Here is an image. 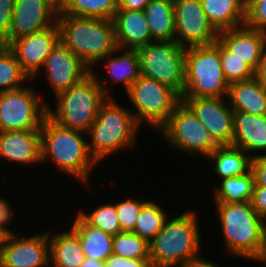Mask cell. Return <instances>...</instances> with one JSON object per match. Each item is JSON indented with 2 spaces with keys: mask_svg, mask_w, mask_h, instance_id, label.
<instances>
[{
  "mask_svg": "<svg viewBox=\"0 0 266 267\" xmlns=\"http://www.w3.org/2000/svg\"><path fill=\"white\" fill-rule=\"evenodd\" d=\"M150 1L151 0H118V9L143 11Z\"/></svg>",
  "mask_w": 266,
  "mask_h": 267,
  "instance_id": "cell-44",
  "label": "cell"
},
{
  "mask_svg": "<svg viewBox=\"0 0 266 267\" xmlns=\"http://www.w3.org/2000/svg\"><path fill=\"white\" fill-rule=\"evenodd\" d=\"M12 211L13 210L7 200L0 198V231L5 236L13 235L10 229L4 227L9 223L10 219H12Z\"/></svg>",
  "mask_w": 266,
  "mask_h": 267,
  "instance_id": "cell-42",
  "label": "cell"
},
{
  "mask_svg": "<svg viewBox=\"0 0 266 267\" xmlns=\"http://www.w3.org/2000/svg\"><path fill=\"white\" fill-rule=\"evenodd\" d=\"M222 69L228 84L247 80L254 76V70L239 59L220 42Z\"/></svg>",
  "mask_w": 266,
  "mask_h": 267,
  "instance_id": "cell-34",
  "label": "cell"
},
{
  "mask_svg": "<svg viewBox=\"0 0 266 267\" xmlns=\"http://www.w3.org/2000/svg\"><path fill=\"white\" fill-rule=\"evenodd\" d=\"M39 100L29 87L0 92V132L41 129L47 105Z\"/></svg>",
  "mask_w": 266,
  "mask_h": 267,
  "instance_id": "cell-11",
  "label": "cell"
},
{
  "mask_svg": "<svg viewBox=\"0 0 266 267\" xmlns=\"http://www.w3.org/2000/svg\"><path fill=\"white\" fill-rule=\"evenodd\" d=\"M171 146L206 158L219 146L193 111L181 101L159 128Z\"/></svg>",
  "mask_w": 266,
  "mask_h": 267,
  "instance_id": "cell-10",
  "label": "cell"
},
{
  "mask_svg": "<svg viewBox=\"0 0 266 267\" xmlns=\"http://www.w3.org/2000/svg\"><path fill=\"white\" fill-rule=\"evenodd\" d=\"M127 95L136 108L135 121L140 125L143 120L157 129L181 102V96L172 88L142 75L131 85Z\"/></svg>",
  "mask_w": 266,
  "mask_h": 267,
  "instance_id": "cell-9",
  "label": "cell"
},
{
  "mask_svg": "<svg viewBox=\"0 0 266 267\" xmlns=\"http://www.w3.org/2000/svg\"><path fill=\"white\" fill-rule=\"evenodd\" d=\"M71 228L79 236L85 257L105 262L113 254V236L89 224L79 213Z\"/></svg>",
  "mask_w": 266,
  "mask_h": 267,
  "instance_id": "cell-24",
  "label": "cell"
},
{
  "mask_svg": "<svg viewBox=\"0 0 266 267\" xmlns=\"http://www.w3.org/2000/svg\"><path fill=\"white\" fill-rule=\"evenodd\" d=\"M138 127L133 112L108 97L100 106L97 118L87 132L92 137L91 144L88 143L91 156L98 163L117 150L131 148Z\"/></svg>",
  "mask_w": 266,
  "mask_h": 267,
  "instance_id": "cell-6",
  "label": "cell"
},
{
  "mask_svg": "<svg viewBox=\"0 0 266 267\" xmlns=\"http://www.w3.org/2000/svg\"><path fill=\"white\" fill-rule=\"evenodd\" d=\"M0 156L16 163H42L41 129L0 132Z\"/></svg>",
  "mask_w": 266,
  "mask_h": 267,
  "instance_id": "cell-19",
  "label": "cell"
},
{
  "mask_svg": "<svg viewBox=\"0 0 266 267\" xmlns=\"http://www.w3.org/2000/svg\"><path fill=\"white\" fill-rule=\"evenodd\" d=\"M250 202L258 215L266 220V187L254 186Z\"/></svg>",
  "mask_w": 266,
  "mask_h": 267,
  "instance_id": "cell-41",
  "label": "cell"
},
{
  "mask_svg": "<svg viewBox=\"0 0 266 267\" xmlns=\"http://www.w3.org/2000/svg\"><path fill=\"white\" fill-rule=\"evenodd\" d=\"M224 97H181L219 145H231L234 110Z\"/></svg>",
  "mask_w": 266,
  "mask_h": 267,
  "instance_id": "cell-15",
  "label": "cell"
},
{
  "mask_svg": "<svg viewBox=\"0 0 266 267\" xmlns=\"http://www.w3.org/2000/svg\"><path fill=\"white\" fill-rule=\"evenodd\" d=\"M124 54L108 59L106 64L113 81L122 82L126 92L141 75L140 60L136 49H126Z\"/></svg>",
  "mask_w": 266,
  "mask_h": 267,
  "instance_id": "cell-30",
  "label": "cell"
},
{
  "mask_svg": "<svg viewBox=\"0 0 266 267\" xmlns=\"http://www.w3.org/2000/svg\"><path fill=\"white\" fill-rule=\"evenodd\" d=\"M220 41L213 44L185 48V85L181 97H223L228 94Z\"/></svg>",
  "mask_w": 266,
  "mask_h": 267,
  "instance_id": "cell-7",
  "label": "cell"
},
{
  "mask_svg": "<svg viewBox=\"0 0 266 267\" xmlns=\"http://www.w3.org/2000/svg\"><path fill=\"white\" fill-rule=\"evenodd\" d=\"M245 25L266 32V0H247Z\"/></svg>",
  "mask_w": 266,
  "mask_h": 267,
  "instance_id": "cell-37",
  "label": "cell"
},
{
  "mask_svg": "<svg viewBox=\"0 0 266 267\" xmlns=\"http://www.w3.org/2000/svg\"><path fill=\"white\" fill-rule=\"evenodd\" d=\"M58 0H15L8 36L0 43L9 45L13 40L37 33L56 23Z\"/></svg>",
  "mask_w": 266,
  "mask_h": 267,
  "instance_id": "cell-13",
  "label": "cell"
},
{
  "mask_svg": "<svg viewBox=\"0 0 266 267\" xmlns=\"http://www.w3.org/2000/svg\"><path fill=\"white\" fill-rule=\"evenodd\" d=\"M59 42V28L55 23L43 31L13 40L8 47L16 56L22 71L33 80L41 73L39 69Z\"/></svg>",
  "mask_w": 266,
  "mask_h": 267,
  "instance_id": "cell-14",
  "label": "cell"
},
{
  "mask_svg": "<svg viewBox=\"0 0 266 267\" xmlns=\"http://www.w3.org/2000/svg\"><path fill=\"white\" fill-rule=\"evenodd\" d=\"M113 254L122 258L150 259L149 243L132 232L122 231L113 236Z\"/></svg>",
  "mask_w": 266,
  "mask_h": 267,
  "instance_id": "cell-33",
  "label": "cell"
},
{
  "mask_svg": "<svg viewBox=\"0 0 266 267\" xmlns=\"http://www.w3.org/2000/svg\"><path fill=\"white\" fill-rule=\"evenodd\" d=\"M227 97L234 111L266 115V87L254 76L229 85Z\"/></svg>",
  "mask_w": 266,
  "mask_h": 267,
  "instance_id": "cell-22",
  "label": "cell"
},
{
  "mask_svg": "<svg viewBox=\"0 0 266 267\" xmlns=\"http://www.w3.org/2000/svg\"><path fill=\"white\" fill-rule=\"evenodd\" d=\"M27 79L29 77L22 71L13 51L0 44V92L20 89L21 82Z\"/></svg>",
  "mask_w": 266,
  "mask_h": 267,
  "instance_id": "cell-31",
  "label": "cell"
},
{
  "mask_svg": "<svg viewBox=\"0 0 266 267\" xmlns=\"http://www.w3.org/2000/svg\"><path fill=\"white\" fill-rule=\"evenodd\" d=\"M186 267H220L216 263L206 261L203 257L198 258L190 262Z\"/></svg>",
  "mask_w": 266,
  "mask_h": 267,
  "instance_id": "cell-45",
  "label": "cell"
},
{
  "mask_svg": "<svg viewBox=\"0 0 266 267\" xmlns=\"http://www.w3.org/2000/svg\"><path fill=\"white\" fill-rule=\"evenodd\" d=\"M197 213L184 212L166 220L162 229L149 242L152 267H186L200 258V234Z\"/></svg>",
  "mask_w": 266,
  "mask_h": 267,
  "instance_id": "cell-3",
  "label": "cell"
},
{
  "mask_svg": "<svg viewBox=\"0 0 266 267\" xmlns=\"http://www.w3.org/2000/svg\"><path fill=\"white\" fill-rule=\"evenodd\" d=\"M232 146L247 154L266 150V115L234 111Z\"/></svg>",
  "mask_w": 266,
  "mask_h": 267,
  "instance_id": "cell-21",
  "label": "cell"
},
{
  "mask_svg": "<svg viewBox=\"0 0 266 267\" xmlns=\"http://www.w3.org/2000/svg\"><path fill=\"white\" fill-rule=\"evenodd\" d=\"M117 46L138 49L153 42L145 14L141 10L118 9L113 18Z\"/></svg>",
  "mask_w": 266,
  "mask_h": 267,
  "instance_id": "cell-20",
  "label": "cell"
},
{
  "mask_svg": "<svg viewBox=\"0 0 266 267\" xmlns=\"http://www.w3.org/2000/svg\"><path fill=\"white\" fill-rule=\"evenodd\" d=\"M118 0H58V13L86 18L113 20Z\"/></svg>",
  "mask_w": 266,
  "mask_h": 267,
  "instance_id": "cell-28",
  "label": "cell"
},
{
  "mask_svg": "<svg viewBox=\"0 0 266 267\" xmlns=\"http://www.w3.org/2000/svg\"><path fill=\"white\" fill-rule=\"evenodd\" d=\"M217 39L255 71L266 42V32L249 28L244 24L218 32Z\"/></svg>",
  "mask_w": 266,
  "mask_h": 267,
  "instance_id": "cell-18",
  "label": "cell"
},
{
  "mask_svg": "<svg viewBox=\"0 0 266 267\" xmlns=\"http://www.w3.org/2000/svg\"><path fill=\"white\" fill-rule=\"evenodd\" d=\"M241 148L232 145H219L207 158L215 162L219 178L241 176L251 170V160Z\"/></svg>",
  "mask_w": 266,
  "mask_h": 267,
  "instance_id": "cell-27",
  "label": "cell"
},
{
  "mask_svg": "<svg viewBox=\"0 0 266 267\" xmlns=\"http://www.w3.org/2000/svg\"><path fill=\"white\" fill-rule=\"evenodd\" d=\"M56 23L60 42L89 68L121 50L116 43L113 20L57 14Z\"/></svg>",
  "mask_w": 266,
  "mask_h": 267,
  "instance_id": "cell-1",
  "label": "cell"
},
{
  "mask_svg": "<svg viewBox=\"0 0 266 267\" xmlns=\"http://www.w3.org/2000/svg\"><path fill=\"white\" fill-rule=\"evenodd\" d=\"M251 172L254 176V186L266 187V154L254 155L251 160Z\"/></svg>",
  "mask_w": 266,
  "mask_h": 267,
  "instance_id": "cell-40",
  "label": "cell"
},
{
  "mask_svg": "<svg viewBox=\"0 0 266 267\" xmlns=\"http://www.w3.org/2000/svg\"><path fill=\"white\" fill-rule=\"evenodd\" d=\"M42 68L46 69L47 78L56 96L91 73V68L61 42L46 57Z\"/></svg>",
  "mask_w": 266,
  "mask_h": 267,
  "instance_id": "cell-17",
  "label": "cell"
},
{
  "mask_svg": "<svg viewBox=\"0 0 266 267\" xmlns=\"http://www.w3.org/2000/svg\"><path fill=\"white\" fill-rule=\"evenodd\" d=\"M208 22L217 31L245 24L247 0H200Z\"/></svg>",
  "mask_w": 266,
  "mask_h": 267,
  "instance_id": "cell-23",
  "label": "cell"
},
{
  "mask_svg": "<svg viewBox=\"0 0 266 267\" xmlns=\"http://www.w3.org/2000/svg\"><path fill=\"white\" fill-rule=\"evenodd\" d=\"M149 201H141L134 199H126L115 203L117 217L122 231L132 232L135 227L136 219L139 216L142 208Z\"/></svg>",
  "mask_w": 266,
  "mask_h": 267,
  "instance_id": "cell-36",
  "label": "cell"
},
{
  "mask_svg": "<svg viewBox=\"0 0 266 267\" xmlns=\"http://www.w3.org/2000/svg\"><path fill=\"white\" fill-rule=\"evenodd\" d=\"M141 75L165 84L180 96L185 85V48L176 41H153L136 49Z\"/></svg>",
  "mask_w": 266,
  "mask_h": 267,
  "instance_id": "cell-8",
  "label": "cell"
},
{
  "mask_svg": "<svg viewBox=\"0 0 266 267\" xmlns=\"http://www.w3.org/2000/svg\"><path fill=\"white\" fill-rule=\"evenodd\" d=\"M15 0H0V43L8 36Z\"/></svg>",
  "mask_w": 266,
  "mask_h": 267,
  "instance_id": "cell-38",
  "label": "cell"
},
{
  "mask_svg": "<svg viewBox=\"0 0 266 267\" xmlns=\"http://www.w3.org/2000/svg\"><path fill=\"white\" fill-rule=\"evenodd\" d=\"M215 204L229 253L266 263V220L251 202Z\"/></svg>",
  "mask_w": 266,
  "mask_h": 267,
  "instance_id": "cell-2",
  "label": "cell"
},
{
  "mask_svg": "<svg viewBox=\"0 0 266 267\" xmlns=\"http://www.w3.org/2000/svg\"><path fill=\"white\" fill-rule=\"evenodd\" d=\"M79 214L89 224L101 229L105 233H108L112 236L122 232L117 217L115 203L102 205L97 209H95L94 211H92L90 214H85L83 211L79 212Z\"/></svg>",
  "mask_w": 266,
  "mask_h": 267,
  "instance_id": "cell-35",
  "label": "cell"
},
{
  "mask_svg": "<svg viewBox=\"0 0 266 267\" xmlns=\"http://www.w3.org/2000/svg\"><path fill=\"white\" fill-rule=\"evenodd\" d=\"M105 267H152L150 259L122 258L111 254L104 262Z\"/></svg>",
  "mask_w": 266,
  "mask_h": 267,
  "instance_id": "cell-39",
  "label": "cell"
},
{
  "mask_svg": "<svg viewBox=\"0 0 266 267\" xmlns=\"http://www.w3.org/2000/svg\"><path fill=\"white\" fill-rule=\"evenodd\" d=\"M83 133L62 127L46 116L41 126L42 162L50 158L59 170L87 183L89 170L97 162L89 152Z\"/></svg>",
  "mask_w": 266,
  "mask_h": 267,
  "instance_id": "cell-5",
  "label": "cell"
},
{
  "mask_svg": "<svg viewBox=\"0 0 266 267\" xmlns=\"http://www.w3.org/2000/svg\"><path fill=\"white\" fill-rule=\"evenodd\" d=\"M101 81L91 71L81 82L56 96L59 102L54 112L47 104V116L62 127L87 133L97 118L100 106L111 97L109 88Z\"/></svg>",
  "mask_w": 266,
  "mask_h": 267,
  "instance_id": "cell-4",
  "label": "cell"
},
{
  "mask_svg": "<svg viewBox=\"0 0 266 267\" xmlns=\"http://www.w3.org/2000/svg\"><path fill=\"white\" fill-rule=\"evenodd\" d=\"M80 267H105V266H104L103 261H98L95 259H90V258L85 257Z\"/></svg>",
  "mask_w": 266,
  "mask_h": 267,
  "instance_id": "cell-46",
  "label": "cell"
},
{
  "mask_svg": "<svg viewBox=\"0 0 266 267\" xmlns=\"http://www.w3.org/2000/svg\"><path fill=\"white\" fill-rule=\"evenodd\" d=\"M4 238H5V235L0 231V248H1L2 244H3Z\"/></svg>",
  "mask_w": 266,
  "mask_h": 267,
  "instance_id": "cell-47",
  "label": "cell"
},
{
  "mask_svg": "<svg viewBox=\"0 0 266 267\" xmlns=\"http://www.w3.org/2000/svg\"><path fill=\"white\" fill-rule=\"evenodd\" d=\"M143 12L154 41H175L173 0H151Z\"/></svg>",
  "mask_w": 266,
  "mask_h": 267,
  "instance_id": "cell-26",
  "label": "cell"
},
{
  "mask_svg": "<svg viewBox=\"0 0 266 267\" xmlns=\"http://www.w3.org/2000/svg\"><path fill=\"white\" fill-rule=\"evenodd\" d=\"M163 211L157 203L149 201L137 217L132 233L149 243L162 229L165 221L169 219L167 213Z\"/></svg>",
  "mask_w": 266,
  "mask_h": 267,
  "instance_id": "cell-32",
  "label": "cell"
},
{
  "mask_svg": "<svg viewBox=\"0 0 266 267\" xmlns=\"http://www.w3.org/2000/svg\"><path fill=\"white\" fill-rule=\"evenodd\" d=\"M49 239V261L51 267H80L85 259L78 234L71 228ZM50 237V238H49ZM51 239V240H50Z\"/></svg>",
  "mask_w": 266,
  "mask_h": 267,
  "instance_id": "cell-25",
  "label": "cell"
},
{
  "mask_svg": "<svg viewBox=\"0 0 266 267\" xmlns=\"http://www.w3.org/2000/svg\"><path fill=\"white\" fill-rule=\"evenodd\" d=\"M220 188H216L215 202L243 203L251 201L254 176L251 170L244 175L221 179Z\"/></svg>",
  "mask_w": 266,
  "mask_h": 267,
  "instance_id": "cell-29",
  "label": "cell"
},
{
  "mask_svg": "<svg viewBox=\"0 0 266 267\" xmlns=\"http://www.w3.org/2000/svg\"><path fill=\"white\" fill-rule=\"evenodd\" d=\"M175 41L182 47L213 44L218 32L208 22L200 0H173Z\"/></svg>",
  "mask_w": 266,
  "mask_h": 267,
  "instance_id": "cell-12",
  "label": "cell"
},
{
  "mask_svg": "<svg viewBox=\"0 0 266 267\" xmlns=\"http://www.w3.org/2000/svg\"><path fill=\"white\" fill-rule=\"evenodd\" d=\"M17 238L16 234L5 236L0 248V267L49 266L48 232L24 239Z\"/></svg>",
  "mask_w": 266,
  "mask_h": 267,
  "instance_id": "cell-16",
  "label": "cell"
},
{
  "mask_svg": "<svg viewBox=\"0 0 266 267\" xmlns=\"http://www.w3.org/2000/svg\"><path fill=\"white\" fill-rule=\"evenodd\" d=\"M254 77L266 87V42L264 44L261 57L259 59L257 68L254 71Z\"/></svg>",
  "mask_w": 266,
  "mask_h": 267,
  "instance_id": "cell-43",
  "label": "cell"
}]
</instances>
